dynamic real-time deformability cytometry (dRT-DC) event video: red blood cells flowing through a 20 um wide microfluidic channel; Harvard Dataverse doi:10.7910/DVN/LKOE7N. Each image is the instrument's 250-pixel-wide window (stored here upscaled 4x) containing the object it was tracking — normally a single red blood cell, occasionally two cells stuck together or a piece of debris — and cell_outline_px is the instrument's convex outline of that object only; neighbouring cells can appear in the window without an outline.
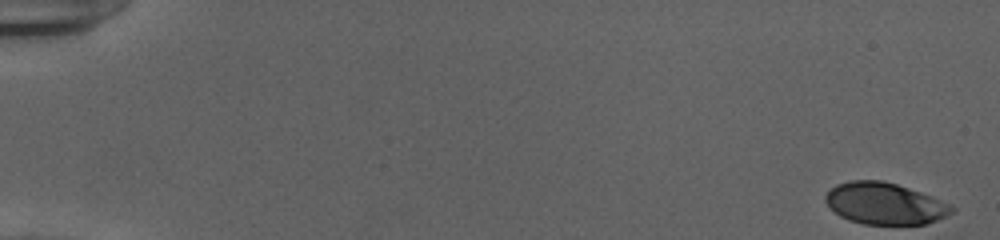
{"species": "human", "species_latin": "Homo sapiens", "temperature_condition": "cold", "stored_images_in_passage": 53, "camera_frame_rate_fps": 3000, "um_per_image_px": 0.085, "donor": {"sex": "female"}, "frame": {"image": 1, "passage_image": 1, "time_ms": 0.0, "image_size_px": [1000, 240], "cell_outline_px": [[956, 208], [952, 212], [936, 220], [924, 224], [864, 224], [848, 220], [840, 216], [824, 200], [824, 196], [836, 184], [848, 180], [880, 180], [896, 184], [932, 196], [952, 204]], "centroid_in_image_um": [75.2, 17.29], "position_along_channel_um": 9.8, "area_um2": 30.52}}
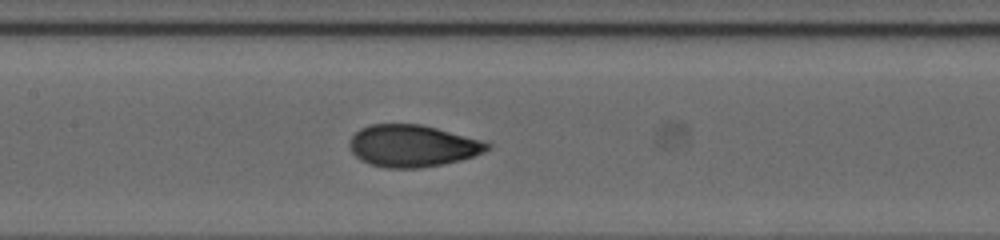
{"frame": {"image": 2, "passage_image": 27, "time_ms": 8.667, "image_size_px": [1000, 240], "cell_outline_px": [[492, 148], [484, 152], [460, 160], [420, 168], [384, 168], [360, 160], [352, 152], [348, 144], [348, 140], [360, 128], [372, 124], [420, 124], [484, 140], [492, 144]], "centroid_in_image_um": [35.07, 12.39], "position_along_channel_um": 172.3, "area_um2": 33.76}}
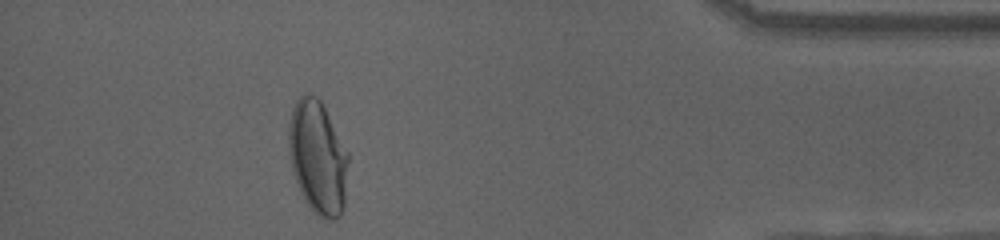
{"frame": {"image": 3, "passage_image": 48, "time_ms": 15.667, "image_size_px": [1000, 240], "cell_outline_px": [[348, 160], [344, 208], [340, 216], [336, 220], [328, 220], [312, 212], [304, 200], [300, 192], [292, 168], [288, 152], [288, 124], [292, 108], [296, 100], [304, 92], [308, 92], [316, 96], [320, 100], [348, 152]], "centroid_in_image_um": [26.99, 13.38], "position_along_channel_um": 408.2, "area_um2": 39.71}, "authors_computed_cell_mechanics": {"area_um2": 33.5818, "velocity_mm_per_s": 3.9348, "shape_relaxation_time_tau1_ms": 5.3868, "shape_relaxation_time_tau2_ms": null, "deformation_change_tau1": 0.22, "deformation_change_tau2": null}}